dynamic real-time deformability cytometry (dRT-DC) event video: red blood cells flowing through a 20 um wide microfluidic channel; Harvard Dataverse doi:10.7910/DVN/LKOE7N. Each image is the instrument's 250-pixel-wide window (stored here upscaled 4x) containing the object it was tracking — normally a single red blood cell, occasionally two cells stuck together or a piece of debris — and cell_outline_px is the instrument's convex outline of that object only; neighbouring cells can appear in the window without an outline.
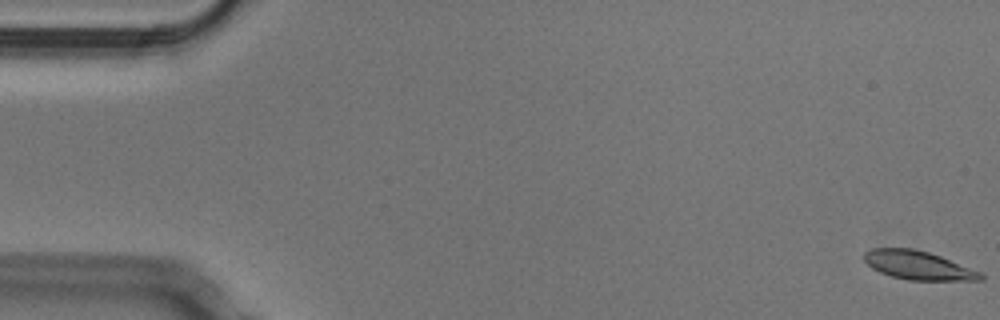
{"species": "Egyptian fruit bat (a non-hibernating species)", "species_latin": "Rousettus aegyptiacus", "temperature_condition": "cold", "stored_images_in_passage": 11, "camera_frame_rate_fps": 3000, "um_per_image_px": 0.085, "animal": {"sex": "male"}, "frame": {"image": 1, "passage_image": 1, "time_ms": 0.0, "image_size_px": [1000, 320], "cell_outline_px": [[984, 280], [908, 280], [892, 276], [880, 272], [872, 268], [864, 260], [864, 252], [872, 248], [912, 248], [928, 252], [940, 256], [984, 272]], "centroid_in_image_um": [78.09, 22.55], "position_along_channel_um": 6.9, "area_um2": 19.54}}